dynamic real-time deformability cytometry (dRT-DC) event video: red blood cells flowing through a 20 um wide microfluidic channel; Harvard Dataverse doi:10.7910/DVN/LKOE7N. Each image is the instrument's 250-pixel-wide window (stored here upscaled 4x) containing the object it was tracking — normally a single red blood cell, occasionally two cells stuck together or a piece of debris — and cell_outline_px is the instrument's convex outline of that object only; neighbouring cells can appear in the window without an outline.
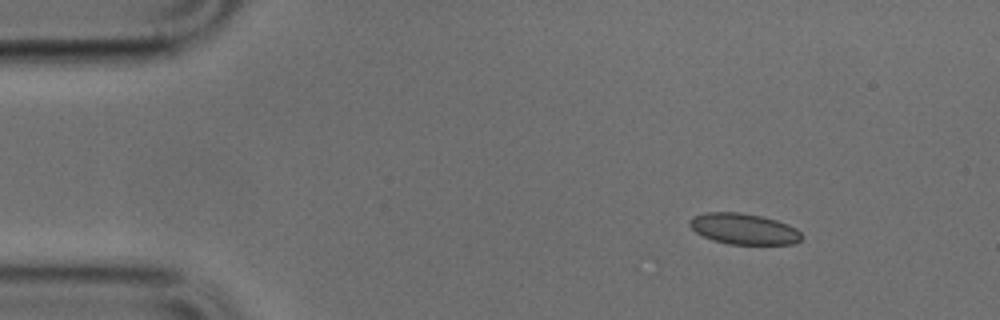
{"species": "common noctule bat (a hibernating species)", "species_latin": "Nyctalus noctula", "temperature_condition": "cold", "stored_images_in_passage": 46, "segment_of_instrument_passage": [1, 2], "camera_frame_rate_fps": 3000, "um_per_image_px": 0.085, "animal": {"sex": "male", "body_mass_g": 17.9, "forearm_length_mm": 54.2}, "frame": {"image": 1, "passage_image": 1, "time_ms": 0.0, "image_size_px": [1000, 320], "cell_outline_px": [[804, 236], [796, 244], [728, 244], [712, 240], [696, 232], [688, 224], [688, 220], [692, 216], [708, 212], [740, 212], [764, 216], [788, 224], [796, 228]], "centroid_in_image_um": [63.23, 19.45], "position_along_channel_um": 21.8, "area_um2": 20.4}}
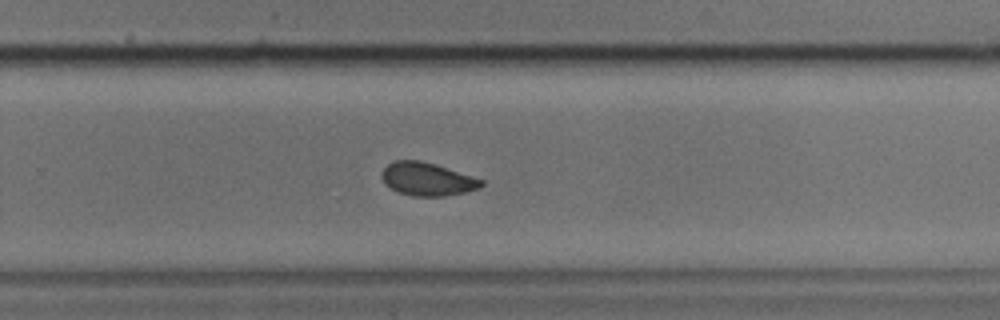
{"frame": {"image": 2, "passage_image": 27, "time_ms": 8.667, "image_size_px": [1000, 320], "cell_outline_px": [[484, 184], [480, 188], [464, 192], [444, 196], [412, 196], [400, 192], [384, 184], [380, 176], [384, 168], [388, 164], [396, 160], [420, 160], [436, 164], [484, 180]], "centroid_in_image_um": [36.31, 15.22], "position_along_channel_um": 293.5, "area_um2": 19.19}}
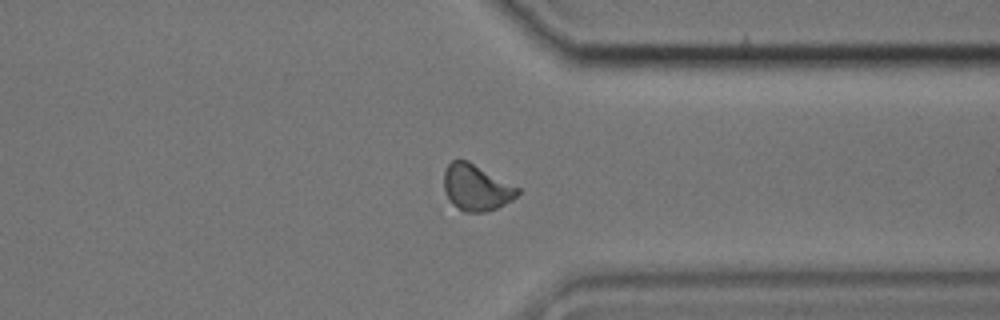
{"frame": {"image": 3, "passage_image": 33, "time_ms": 10.667, "image_size_px": [1000, 320], "cell_outline_px": [[520, 192], [512, 200], [496, 208], [484, 212], [464, 212], [452, 204], [444, 188], [444, 172], [448, 164], [452, 160], [468, 160], [520, 188]], "centroid_in_image_um": [40.49, 15.94], "position_along_channel_um": 370.9, "area_um2": 19.71}}